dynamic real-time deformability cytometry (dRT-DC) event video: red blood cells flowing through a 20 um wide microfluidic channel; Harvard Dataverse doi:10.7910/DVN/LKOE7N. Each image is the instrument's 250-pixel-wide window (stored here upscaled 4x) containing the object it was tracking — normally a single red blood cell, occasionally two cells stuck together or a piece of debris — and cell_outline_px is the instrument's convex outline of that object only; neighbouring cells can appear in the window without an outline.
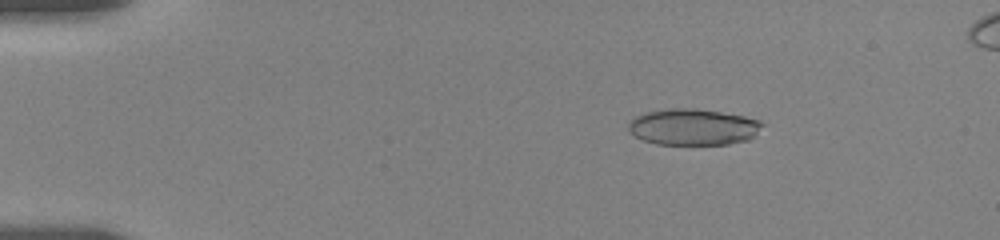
{"species": "human", "species_latin": "Homo sapiens", "temperature_condition": "room temperature", "stored_images_in_passage": 41, "camera_frame_rate_fps": 3000, "um_per_image_px": 0.085, "donor": {"sex": "female"}, "frame": {"image": 1, "passage_image": 6, "time_ms": 2.667, "image_size_px": [1000, 240], "cell_outline_px": [[764, 124], [748, 140], [728, 144], [656, 144], [632, 136], [628, 128], [628, 124], [632, 116], [644, 112], [668, 108], [696, 108], [744, 116], [760, 120]], "centroid_in_image_um": [58.85, 10.78], "position_along_channel_um": 26.2, "area_um2": 28.5}}
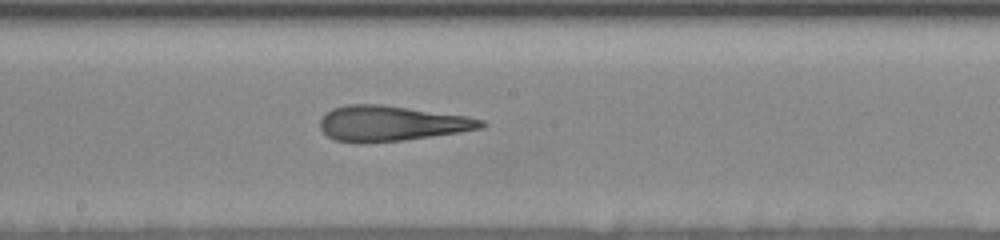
{"frame": {"image": 2, "passage_image": 23, "time_ms": 10.0, "image_size_px": [1000, 240], "cell_outline_px": [[488, 124], [484, 128], [460, 132], [404, 140], [360, 144], [356, 144], [336, 140], [328, 136], [320, 128], [320, 116], [324, 112], [332, 108], [348, 104], [380, 104], [468, 116], [484, 120]], "centroid_in_image_um": [33.24, 10.49], "position_along_channel_um": 215.0, "area_um2": 33.58}}
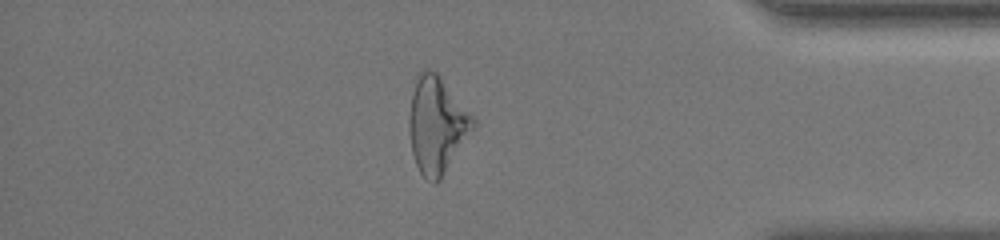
{"frame": {"image": 3, "passage_image": 36, "time_ms": 15.667, "image_size_px": [1000, 240], "cell_outline_px": [[476, 124], [440, 180], [432, 184], [420, 172], [416, 164], [412, 152], [408, 128], [408, 124], [412, 96], [416, 72], [428, 68], [436, 72], [440, 76], [476, 120]], "centroid_in_image_um": [37.1, 10.6], "position_along_channel_um": 398.1, "area_um2": 35.6}, "authors_computed_cell_mechanics": {"area_um2": 32.657, "velocity_mm_per_s": 3.667, "shape_relaxation_time_tau1_ms": 7.5906, "shape_relaxation_time_tau2_ms": 2.9902, "deformation_change_tau1": 0.2673, "deformation_change_tau2": 0.1731}}